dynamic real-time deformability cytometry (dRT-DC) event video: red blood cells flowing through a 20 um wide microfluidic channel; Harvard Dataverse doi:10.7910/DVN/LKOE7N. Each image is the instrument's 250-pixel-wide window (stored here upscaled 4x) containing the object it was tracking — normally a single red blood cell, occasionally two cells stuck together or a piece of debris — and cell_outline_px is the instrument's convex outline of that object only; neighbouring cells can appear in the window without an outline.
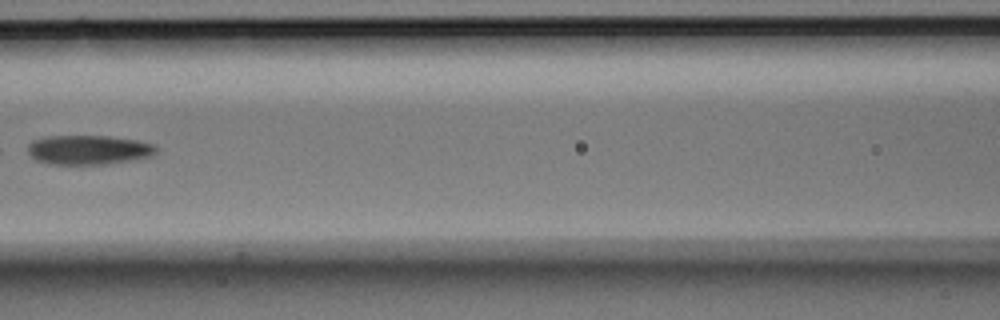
{"species": "Egyptian fruit bat (a non-hibernating species)", "species_latin": "Rousettus aegyptiacus", "temperature_condition": "room temperature", "stored_images_in_passage": 7, "camera_frame_rate_fps": 3000, "um_per_image_px": 0.085, "animal": {"sex": "male"}, "frame": {"image": 1, "passage_image": 7, "time_ms": 2.0, "image_size_px": [1000, 320], "cell_outline_px": [[156, 152], [152, 156], [104, 164], [48, 164], [36, 160], [28, 152], [28, 144], [32, 140], [48, 136], [108, 136], [136, 140], [152, 144], [156, 148]], "centroid_in_image_um": [7.48, 12.73], "position_along_channel_um": 159.1, "area_um2": 21.79}}